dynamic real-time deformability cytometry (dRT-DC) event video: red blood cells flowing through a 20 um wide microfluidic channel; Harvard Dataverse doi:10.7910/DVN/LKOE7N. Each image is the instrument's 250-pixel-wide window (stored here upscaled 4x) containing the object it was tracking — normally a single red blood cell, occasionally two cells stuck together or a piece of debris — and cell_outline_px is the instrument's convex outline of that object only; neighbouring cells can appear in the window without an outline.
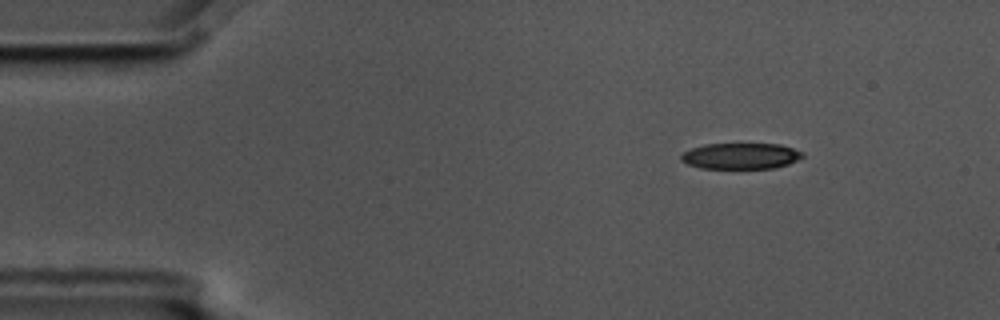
{"species": "common noctule bat (a hibernating species)", "species_latin": "Nyctalus noctula", "temperature_condition": "cold", "stored_images_in_passage": 4, "camera_frame_rate_fps": 3000, "um_per_image_px": 0.085, "animal": {"sex": "male", "body_mass_g": 17.5, "forearm_length_mm": 52.3}, "frame": {"image": 1, "passage_image": 2, "time_ms": 0.333, "image_size_px": [1000, 320], "cell_outline_px": [[804, 156], [788, 164], [772, 168], [700, 168], [688, 164], [680, 160], [680, 156], [684, 152], [692, 148], [704, 144], [780, 144], [804, 152]], "centroid_in_image_um": [62.95, 13.25], "position_along_channel_um": 22.0, "area_um2": 18.32}}